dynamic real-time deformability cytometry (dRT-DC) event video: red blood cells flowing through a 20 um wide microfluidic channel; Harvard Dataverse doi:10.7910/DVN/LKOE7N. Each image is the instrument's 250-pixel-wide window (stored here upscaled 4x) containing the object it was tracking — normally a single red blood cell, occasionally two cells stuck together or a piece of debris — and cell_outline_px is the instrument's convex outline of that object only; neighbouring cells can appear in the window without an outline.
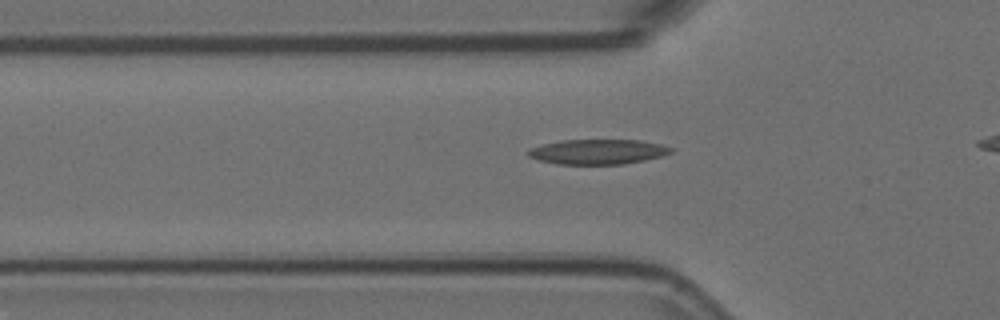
{"species": "Egyptian fruit bat (a non-hibernating species)", "species_latin": "Rousettus aegyptiacus", "temperature_condition": "room temperature", "stored_images_in_passage": 31, "camera_frame_rate_fps": 3000, "um_per_image_px": 0.085, "animal": {"sex": "female"}, "frame": {"image": 1, "passage_image": 4, "time_ms": 1.0, "image_size_px": [1000, 320], "cell_outline_px": [[676, 148], [672, 152], [660, 156], [644, 160], [624, 164], [556, 164], [540, 160], [528, 156], [528, 148], [544, 144], [564, 140], [640, 140], [660, 144]], "centroid_in_image_um": [50.83, 12.9], "position_along_channel_um": 75.0, "area_um2": 20.69}}
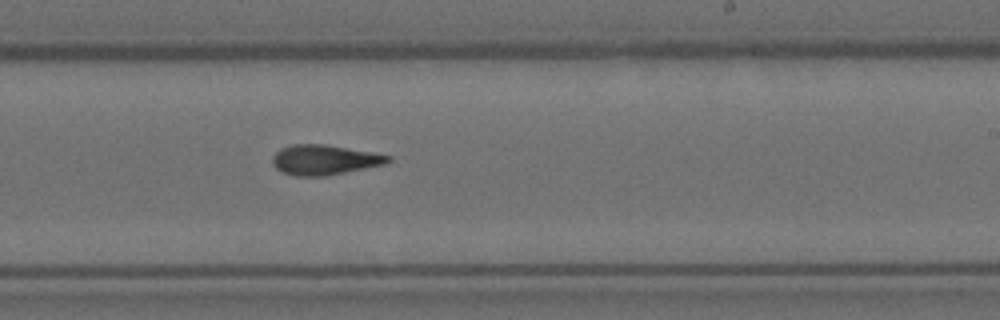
{"frame": {"image": 2, "passage_image": 19, "time_ms": 6.0, "image_size_px": [1000, 320], "cell_outline_px": [[392, 160], [384, 164], [324, 176], [296, 176], [280, 172], [272, 164], [272, 156], [280, 148], [292, 144], [324, 144], [392, 156]], "centroid_in_image_um": [27.51, 13.58], "position_along_channel_um": 261.5, "area_um2": 20.06}}
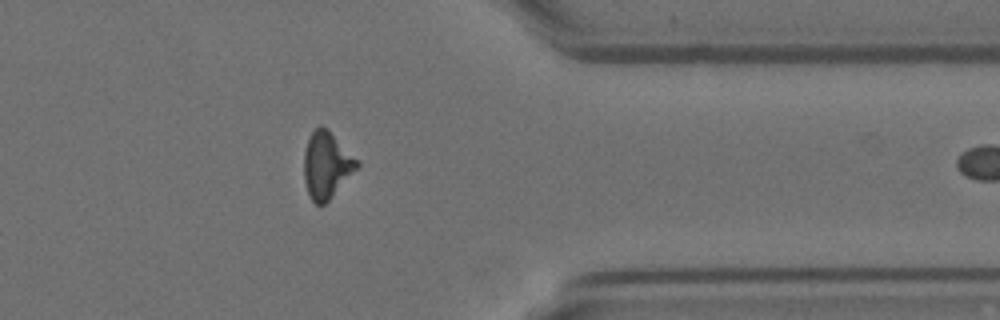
{"frame": {"image": 3, "passage_image": 30, "time_ms": 9.667, "image_size_px": [1000, 320], "cell_outline_px": [[360, 164], [328, 200], [324, 204], [316, 204], [312, 200], [308, 192], [304, 180], [304, 152], [308, 140], [312, 132], [320, 124], [328, 128], [360, 160]], "centroid_in_image_um": [27.77, 13.97], "position_along_channel_um": 383.6, "area_um2": 20.46}}